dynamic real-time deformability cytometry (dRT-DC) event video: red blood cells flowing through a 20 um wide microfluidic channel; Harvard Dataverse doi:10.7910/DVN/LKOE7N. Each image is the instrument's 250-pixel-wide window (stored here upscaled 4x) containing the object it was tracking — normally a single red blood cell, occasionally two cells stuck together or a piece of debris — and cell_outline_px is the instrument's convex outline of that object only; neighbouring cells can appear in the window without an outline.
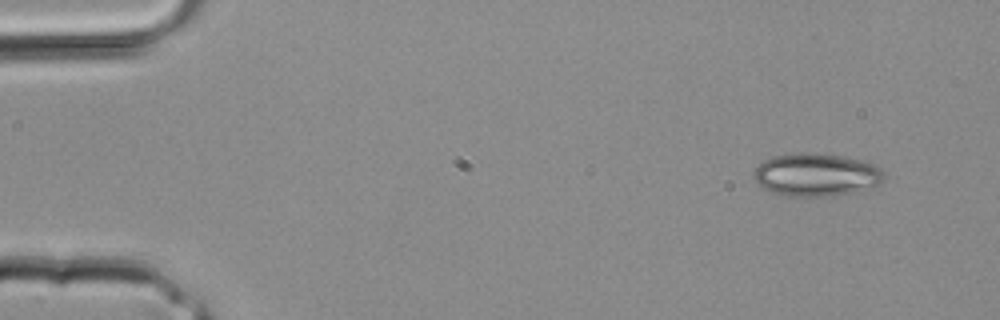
{"species": "common noctule bat (a hibernating species)", "species_latin": "Nyctalus noctula", "temperature_condition": "room temperature", "stored_images_in_passage": 3, "camera_frame_rate_fps": 3000, "um_per_image_px": 0.085, "animal": {"sex": "male", "body_mass_g": 20.4}, "frame": {"image": 1, "passage_image": 1, "time_ms": 0.0, "image_size_px": [1000, 320], "cell_outline_px": [[884, 180], [880, 184], [836, 196], [788, 196], [772, 192], [764, 188], [752, 176], [752, 172], [764, 160], [772, 156], [796, 152], [812, 152], [844, 156], [868, 160], [876, 164], [884, 172]], "centroid_in_image_um": [69.41, 14.83], "position_along_channel_um": 15.6, "area_um2": 32.95}}